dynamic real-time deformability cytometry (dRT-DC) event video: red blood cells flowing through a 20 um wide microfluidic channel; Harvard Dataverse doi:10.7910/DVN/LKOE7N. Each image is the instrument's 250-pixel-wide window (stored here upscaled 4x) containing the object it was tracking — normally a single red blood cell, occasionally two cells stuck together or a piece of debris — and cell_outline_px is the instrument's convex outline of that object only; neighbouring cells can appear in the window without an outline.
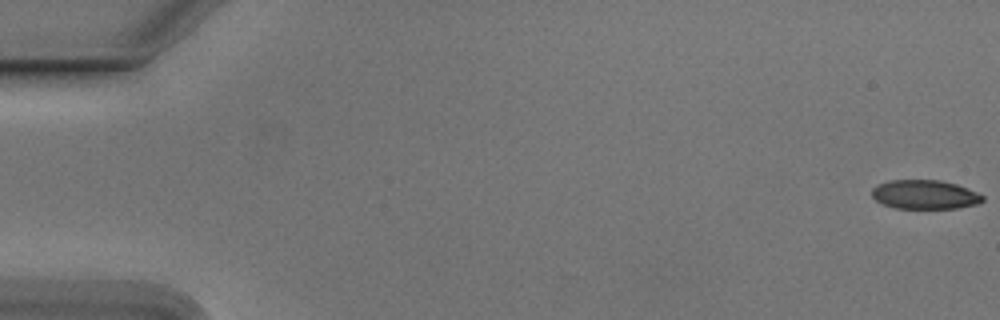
{"species": "Egyptian fruit bat (a non-hibernating species)", "species_latin": "Rousettus aegyptiacus", "temperature_condition": "cold", "stored_images_in_passage": 12, "camera_frame_rate_fps": 3000, "um_per_image_px": 0.085, "animal": {"sex": "male"}, "frame": {"image": 1, "passage_image": 1, "time_ms": 0.0, "image_size_px": [1000, 320], "cell_outline_px": [[984, 200], [976, 204], [956, 208], [896, 208], [884, 204], [876, 200], [872, 196], [872, 188], [876, 184], [888, 180], [940, 180], [956, 184], [968, 188], [984, 196]], "centroid_in_image_um": [78.59, 16.52], "position_along_channel_um": 6.4, "area_um2": 18.73}}